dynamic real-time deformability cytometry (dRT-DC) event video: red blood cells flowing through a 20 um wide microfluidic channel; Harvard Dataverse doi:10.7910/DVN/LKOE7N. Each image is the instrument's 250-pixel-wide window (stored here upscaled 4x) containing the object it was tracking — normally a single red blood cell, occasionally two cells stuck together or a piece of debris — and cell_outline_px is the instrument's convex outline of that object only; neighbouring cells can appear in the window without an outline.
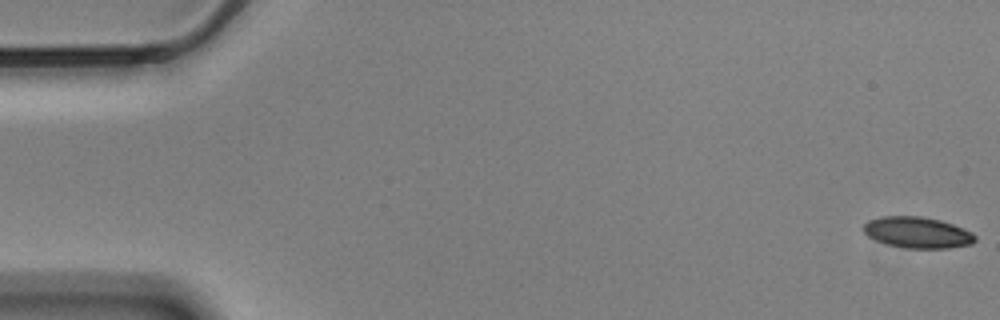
{"species": "Egyptian fruit bat (a non-hibernating species)", "species_latin": "Rousettus aegyptiacus", "temperature_condition": "cold", "stored_images_in_passage": 2, "camera_frame_rate_fps": 3000, "um_per_image_px": 0.085, "animal": {"sex": "male"}, "frame": {"image": 1, "passage_image": 1, "time_ms": 0.0, "image_size_px": [1000, 320], "cell_outline_px": [[976, 240], [972, 244], [948, 248], [904, 248], [884, 244], [868, 236], [860, 228], [868, 220], [880, 216], [920, 216], [940, 220], [964, 228], [972, 232], [976, 236]], "centroid_in_image_um": [77.95, 19.76], "position_along_channel_um": 7.0, "area_um2": 20.52}}